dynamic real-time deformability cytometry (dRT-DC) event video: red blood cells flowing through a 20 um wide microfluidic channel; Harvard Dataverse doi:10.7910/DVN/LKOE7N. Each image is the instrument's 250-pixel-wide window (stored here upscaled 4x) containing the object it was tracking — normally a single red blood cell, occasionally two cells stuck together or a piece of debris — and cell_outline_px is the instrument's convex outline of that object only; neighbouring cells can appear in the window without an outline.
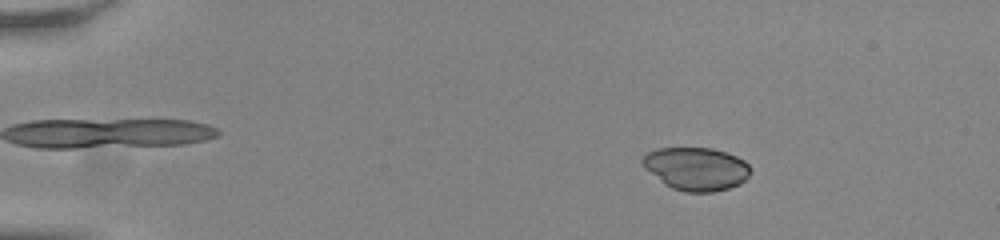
{"species": "common noctule bat (a hibernating species)", "species_latin": "Nyctalus noctula", "temperature_condition": "room temperature", "stored_images_in_passage": 55, "camera_frame_rate_fps": 3000, "um_per_image_px": 0.085, "animal": {"sex": "male", "body_mass_g": 20.0, "forearm_length_mm": 53.3}, "frame": {"image": 1, "passage_image": 9, "time_ms": 2.667, "image_size_px": [1000, 240], "cell_outline_px": [[752, 168], [748, 176], [740, 184], [728, 188], [712, 192], [684, 192], [672, 188], [664, 184], [644, 168], [640, 160], [648, 152], [656, 148], [712, 148], [736, 156], [744, 160]], "centroid_in_image_um": [59.16, 14.35], "position_along_channel_um": 25.8, "area_um2": 27.17}}
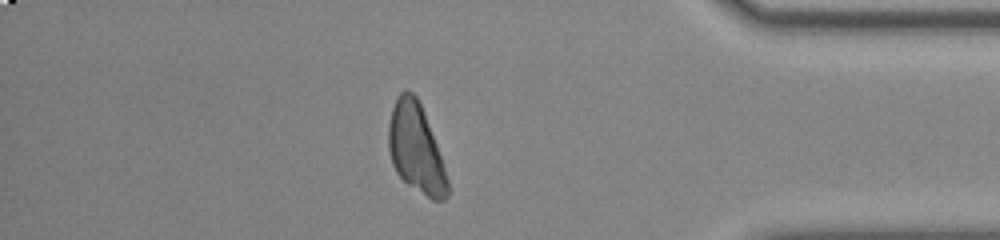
{"frame": {"image": 2, "passage_image": 48, "time_ms": 15.667, "image_size_px": [1000, 240], "cell_outline_px": [[448, 196], [444, 200], [432, 200], [408, 184], [396, 172], [392, 164], [388, 148], [388, 124], [392, 108], [396, 96], [404, 88], [408, 88], [420, 100], [436, 144], [448, 180]], "centroid_in_image_um": [35.32, 12.56], "position_along_channel_um": 399.9, "area_um2": 30.69}}
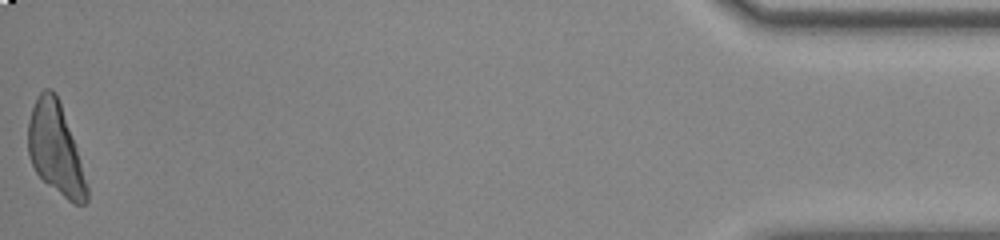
{"frame": {"image": 3, "passage_image": 55, "time_ms": 18.0, "image_size_px": [1000, 240], "cell_outline_px": [[88, 200], [84, 204], [72, 204], [48, 184], [36, 172], [32, 164], [28, 152], [28, 120], [36, 96], [44, 88], [52, 88], [56, 92], [88, 184]], "centroid_in_image_um": [4.71, 12.66], "position_along_channel_um": 430.5, "area_um2": 30.87}}